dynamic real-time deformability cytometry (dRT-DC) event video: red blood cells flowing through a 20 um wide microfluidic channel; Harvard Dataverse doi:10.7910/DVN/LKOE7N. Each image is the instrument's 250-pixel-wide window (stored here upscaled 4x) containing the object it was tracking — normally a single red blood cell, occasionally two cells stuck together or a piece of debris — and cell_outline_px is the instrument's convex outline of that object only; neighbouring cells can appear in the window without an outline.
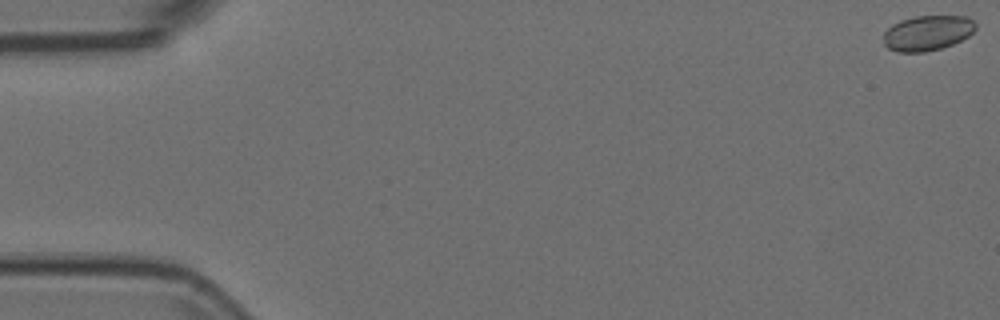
{"species": "Egyptian fruit bat (a non-hibernating species)", "species_latin": "Rousettus aegyptiacus", "temperature_condition": "room temperature", "stored_images_in_passage": 46, "camera_frame_rate_fps": 3000, "um_per_image_px": 0.085, "animal": {"sex": "female"}, "frame": {"image": 1, "passage_image": 1, "time_ms": 0.0, "image_size_px": [1000, 320], "cell_outline_px": [[976, 28], [968, 36], [952, 44], [940, 48], [924, 52], [896, 52], [888, 48], [884, 44], [884, 32], [892, 24], [900, 20], [916, 16], [968, 16], [976, 24]], "centroid_in_image_um": [78.81, 2.8], "position_along_channel_um": 6.2, "area_um2": 18.84}}
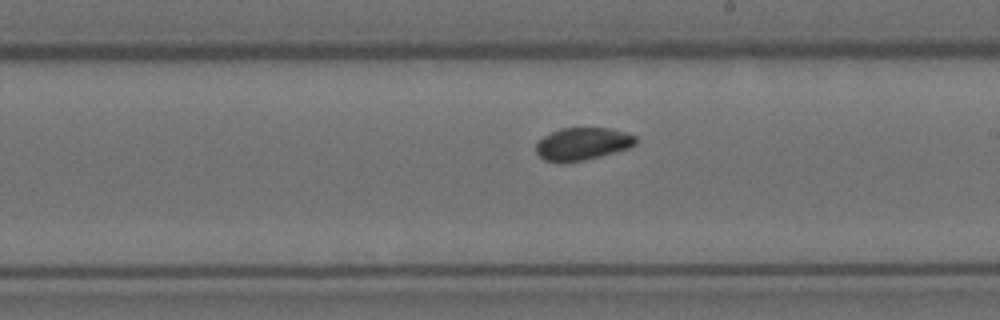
{"frame": {"image": 2, "passage_image": 32, "time_ms": 10.333, "image_size_px": [1000, 320], "cell_outline_px": [[640, 140], [636, 144], [628, 148], [584, 160], [544, 160], [536, 152], [536, 140], [560, 128], [612, 128], [636, 136]], "centroid_in_image_um": [49.54, 12.19], "position_along_channel_um": 239.5, "area_um2": 18.55}}
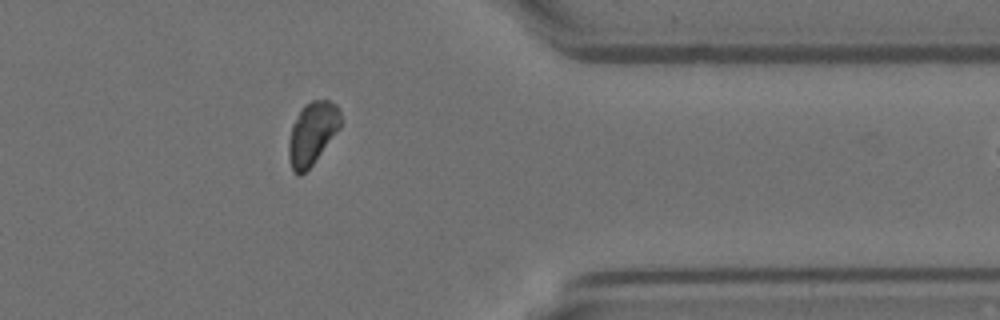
{"frame": {"image": 3, "passage_image": 45, "time_ms": 14.667, "image_size_px": [1000, 320], "cell_outline_px": [[344, 120], [340, 128], [312, 164], [300, 176], [296, 176], [292, 172], [288, 156], [288, 144], [292, 124], [304, 104], [312, 100], [328, 100], [336, 104]], "centroid_in_image_um": [26.54, 11.33], "position_along_channel_um": 384.9, "area_um2": 19.13}}